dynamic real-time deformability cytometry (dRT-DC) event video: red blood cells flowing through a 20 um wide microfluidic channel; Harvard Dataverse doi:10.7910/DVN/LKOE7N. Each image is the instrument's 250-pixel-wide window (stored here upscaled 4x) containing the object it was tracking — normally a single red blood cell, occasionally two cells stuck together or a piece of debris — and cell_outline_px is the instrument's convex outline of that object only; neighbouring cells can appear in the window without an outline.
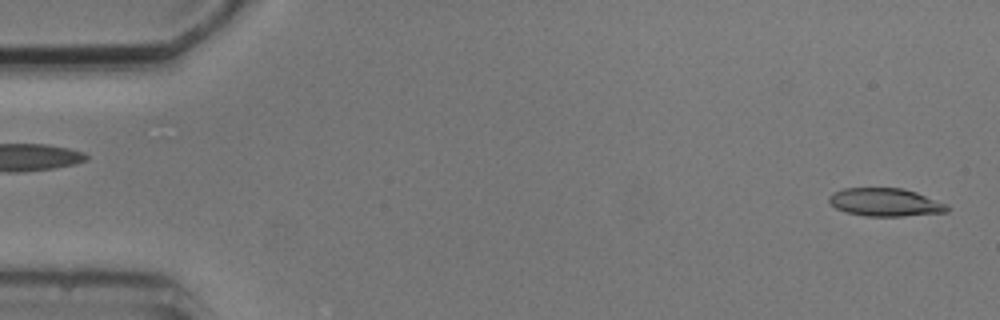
{"species": "common noctule bat (a hibernating species)", "species_latin": "Nyctalus noctula", "temperature_condition": "cold", "stored_images_in_passage": 7, "camera_frame_rate_fps": 3000, "um_per_image_px": 0.085, "animal": {"sex": "male", "body_mass_g": 20.5, "forearm_length_mm": 52.5}, "frame": {"image": 1, "passage_image": 1, "time_ms": 0.0, "image_size_px": [1000, 320], "cell_outline_px": [[948, 212], [904, 216], [864, 216], [848, 212], [836, 208], [828, 200], [828, 196], [832, 192], [844, 188], [904, 188], [916, 192], [948, 204]], "centroid_in_image_um": [75.25, 17.19], "position_along_channel_um": 9.7, "area_um2": 19.36}}
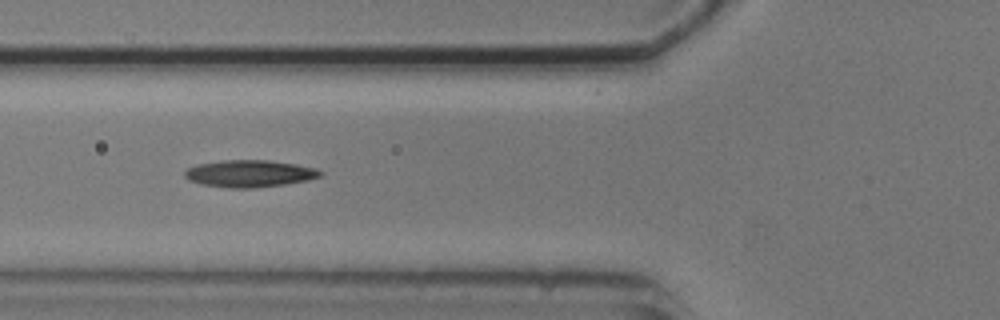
{"frame": {"image": 2, "passage_image": 5, "time_ms": 6.0, "image_size_px": [1000, 320], "cell_outline_px": [[324, 172], [320, 176], [308, 180], [284, 184], [256, 188], [228, 188], [200, 184], [188, 180], [184, 176], [184, 172], [188, 168], [196, 164], [224, 160], [268, 160], [296, 164], [316, 168]], "centroid_in_image_um": [21.19, 14.75], "position_along_channel_um": 104.6, "area_um2": 21.5}}
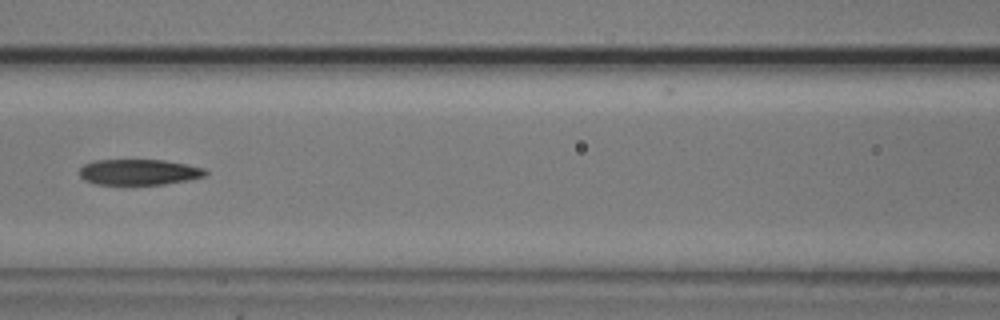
{"frame": {"image": 3, "passage_image": 6, "time_ms": 7.333, "image_size_px": [1000, 320], "cell_outline_px": [[208, 172], [204, 176], [188, 180], [164, 184], [96, 184], [84, 180], [80, 176], [80, 168], [84, 164], [92, 160], [164, 160], [188, 164], [204, 168]], "centroid_in_image_um": [11.81, 14.62], "position_along_channel_um": 154.8, "area_um2": 18.9}}